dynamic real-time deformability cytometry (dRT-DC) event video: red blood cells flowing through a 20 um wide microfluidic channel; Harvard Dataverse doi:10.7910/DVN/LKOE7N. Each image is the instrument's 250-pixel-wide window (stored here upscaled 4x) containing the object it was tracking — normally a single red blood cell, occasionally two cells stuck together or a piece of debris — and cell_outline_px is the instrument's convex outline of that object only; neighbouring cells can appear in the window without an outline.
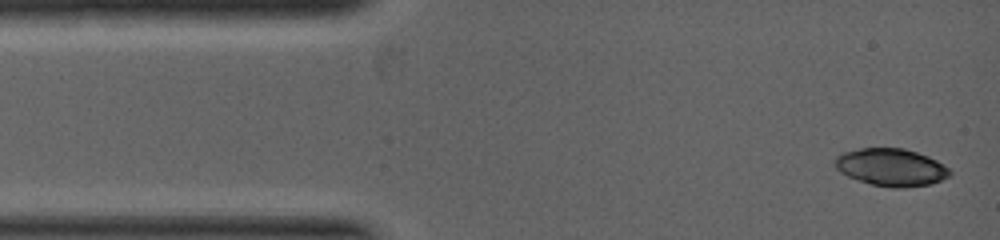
{"species": "common noctule bat (a hibernating species)", "species_latin": "Nyctalus noctula", "temperature_condition": "warm", "stored_images_in_passage": 3, "camera_frame_rate_fps": 5000, "um_per_image_px": 0.085, "animal": {"sex": "female", "body_mass_g": 19.0, "forearm_length_mm": 53.3}, "frame": {"image": 1, "passage_image": 1, "time_ms": 0.0, "image_size_px": [1000, 240], "cell_outline_px": [[952, 172], [948, 176], [932, 184], [904, 188], [892, 188], [872, 184], [848, 176], [840, 172], [836, 168], [836, 156], [844, 152], [860, 148], [904, 148], [928, 156], [936, 160], [948, 168]], "centroid_in_image_um": [75.76, 14.22], "position_along_channel_um": 9.2, "area_um2": 24.91}}
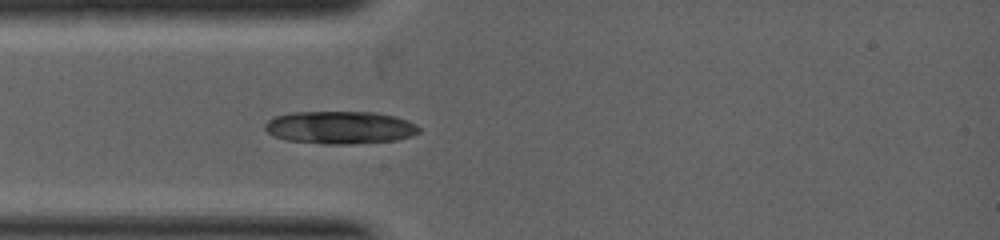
{"frame": {"image": 2, "passage_image": 3, "time_ms": 1.6, "image_size_px": [1000, 240], "cell_outline_px": [[420, 132], [412, 136], [396, 140], [348, 144], [324, 144], [288, 140], [272, 136], [264, 128], [264, 124], [268, 120], [276, 116], [292, 112], [376, 112], [396, 116], [408, 120], [416, 124], [420, 128]], "centroid_in_image_um": [28.92, 10.83], "position_along_channel_um": 56.1, "area_um2": 29.54}}